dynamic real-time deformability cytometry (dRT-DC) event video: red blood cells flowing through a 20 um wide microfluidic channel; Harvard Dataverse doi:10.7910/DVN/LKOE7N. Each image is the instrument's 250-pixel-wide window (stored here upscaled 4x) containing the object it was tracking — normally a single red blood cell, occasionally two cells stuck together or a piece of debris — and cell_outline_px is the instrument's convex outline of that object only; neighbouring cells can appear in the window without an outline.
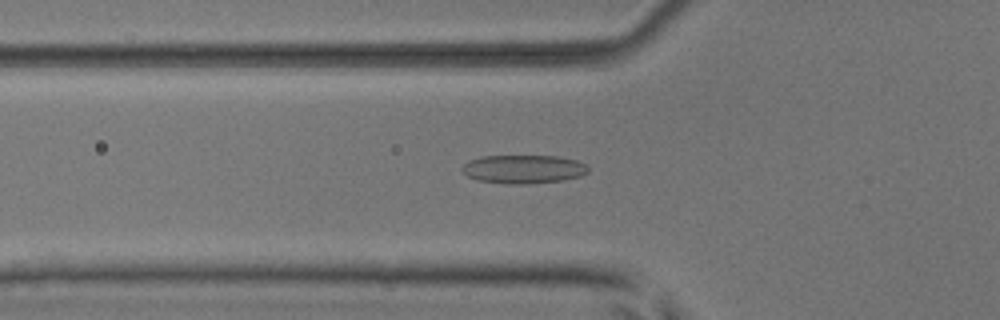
{"species": "common noctule bat (a hibernating species)", "species_latin": "Nyctalus noctula", "temperature_condition": "room temperature", "stored_images_in_passage": 52, "camera_frame_rate_fps": 3000, "um_per_image_px": 0.085, "animal": {"sex": "male", "body_mass_g": 17.9, "forearm_length_mm": 54.2}, "frame": {"image": 1, "passage_image": 19, "time_ms": 6.0, "image_size_px": [1000, 320], "cell_outline_px": [[588, 172], [580, 176], [560, 180], [524, 184], [508, 184], [480, 180], [468, 176], [460, 168], [468, 160], [480, 156], [556, 156], [576, 160], [584, 164], [588, 168]], "centroid_in_image_um": [44.46, 14.37], "position_along_channel_um": 81.3, "area_um2": 20.75}}
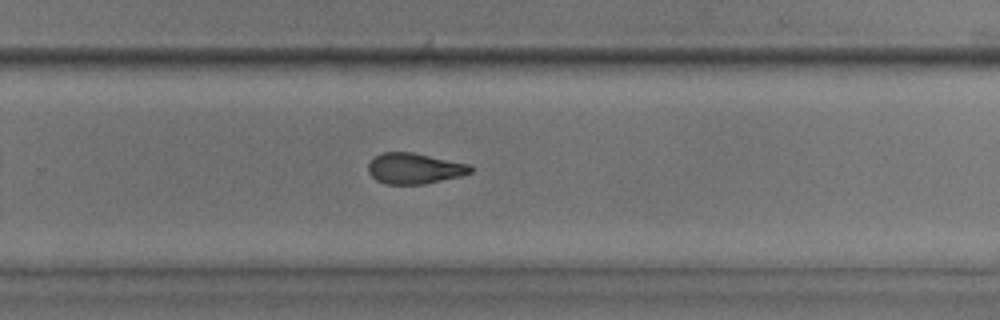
{"frame": {"image": 2, "passage_image": 35, "time_ms": 11.333, "image_size_px": [1000, 320], "cell_outline_px": [[472, 172], [460, 176], [424, 184], [388, 184], [376, 180], [368, 172], [368, 164], [380, 152], [412, 152], [468, 164], [472, 168]], "centroid_in_image_um": [35.2, 14.32], "position_along_channel_um": 294.6, "area_um2": 18.15}}
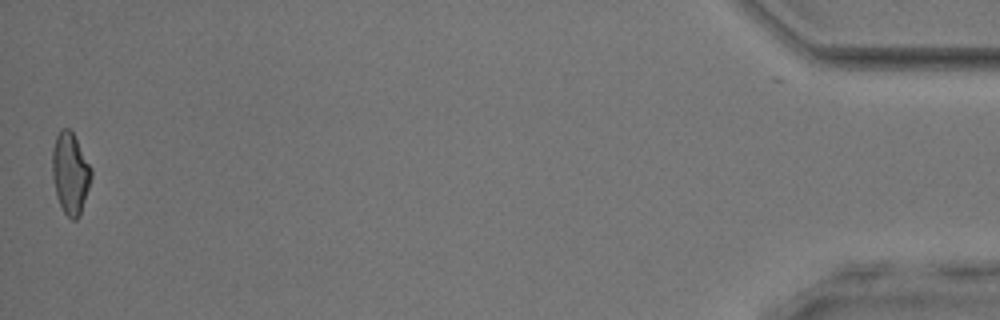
{"frame": {"image": 3, "passage_image": 52, "time_ms": 17.0, "image_size_px": [1000, 320], "cell_outline_px": [[92, 176], [80, 216], [76, 220], [72, 220], [64, 212], [56, 196], [52, 176], [52, 148], [56, 136], [60, 128], [68, 128], [72, 132], [92, 168]], "centroid_in_image_um": [5.97, 14.73], "position_along_channel_um": 429.2, "area_um2": 18.55}, "authors_computed_cell_mechanics": {"area_um2": 19.1896, "velocity_mm_per_s": 3.9978, "shape_relaxation_time_tau1_ms": null, "shape_relaxation_time_tau2_ms": 2.1897, "deformation_change_tau1": null, "deformation_change_tau2": 0.0887}}